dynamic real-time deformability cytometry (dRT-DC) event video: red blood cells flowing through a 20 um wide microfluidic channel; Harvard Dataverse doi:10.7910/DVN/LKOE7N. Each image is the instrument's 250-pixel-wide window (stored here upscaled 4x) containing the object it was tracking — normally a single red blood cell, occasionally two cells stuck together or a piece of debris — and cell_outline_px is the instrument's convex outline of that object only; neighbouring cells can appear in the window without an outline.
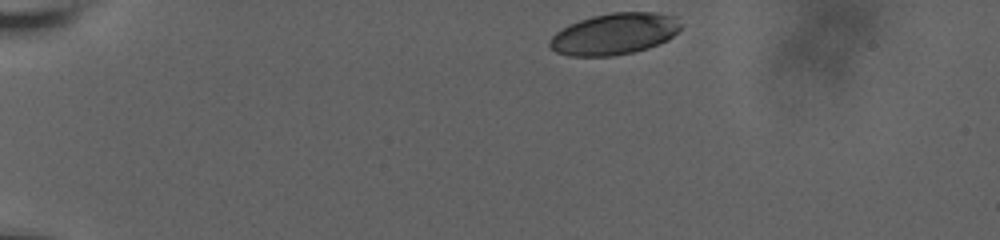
{"species": "human", "species_latin": "Homo sapiens", "temperature_condition": "room temperature", "stored_images_in_passage": 40, "camera_frame_rate_fps": 3000, "um_per_image_px": 0.085, "donor": {"sex": "male"}, "frame": {"image": 1, "passage_image": 1, "time_ms": 0.0, "image_size_px": [1000, 240], "cell_outline_px": [[684, 24], [668, 40], [648, 48], [632, 52], [612, 56], [568, 56], [556, 52], [548, 44], [548, 40], [556, 32], [568, 24], [592, 16], [612, 12], [656, 12], [676, 16]], "centroid_in_image_um": [52.23, 2.87], "position_along_channel_um": 32.8, "area_um2": 31.91}}
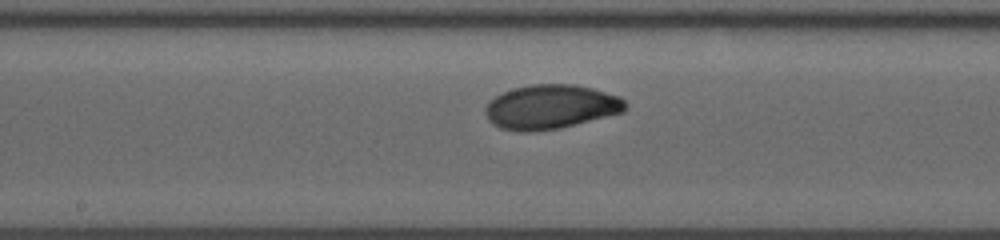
{"frame": {"image": 2, "passage_image": 22, "time_ms": 7.0, "image_size_px": [1000, 240], "cell_outline_px": [[628, 108], [624, 112], [560, 128], [528, 132], [524, 132], [500, 128], [492, 124], [488, 120], [484, 112], [484, 108], [496, 96], [512, 88], [532, 84], [572, 84], [592, 88], [620, 96], [628, 104]], "centroid_in_image_um": [46.83, 9.08], "position_along_channel_um": 201.4, "area_um2": 36.24}}
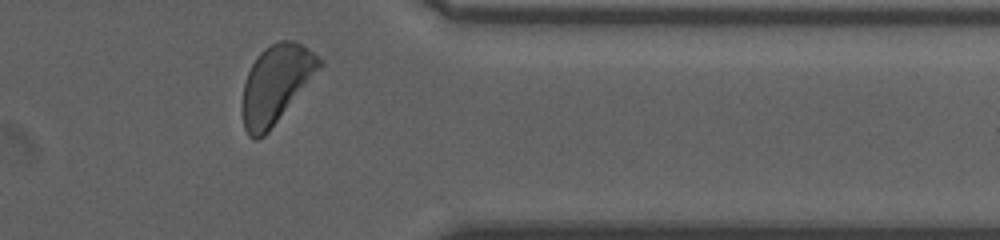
{"frame": {"image": 3, "passage_image": 38, "time_ms": 12.333, "image_size_px": [1000, 240], "cell_outline_px": [[324, 64], [268, 132], [264, 136], [256, 140], [252, 140], [248, 136], [244, 128], [244, 84], [248, 72], [256, 56], [264, 48], [280, 40], [296, 40], [308, 48], [324, 60]], "centroid_in_image_um": [23.49, 7.11], "position_along_channel_um": 387.9, "area_um2": 34.62}, "authors_computed_cell_mechanics": {"area_um2": 34.2465, "velocity_mm_per_s": 3.6424, "shape_relaxation_time_tau1_ms": 2.5685, "shape_relaxation_time_tau2_ms": null, "deformation_change_tau1": 0.1139, "deformation_change_tau2": null}}